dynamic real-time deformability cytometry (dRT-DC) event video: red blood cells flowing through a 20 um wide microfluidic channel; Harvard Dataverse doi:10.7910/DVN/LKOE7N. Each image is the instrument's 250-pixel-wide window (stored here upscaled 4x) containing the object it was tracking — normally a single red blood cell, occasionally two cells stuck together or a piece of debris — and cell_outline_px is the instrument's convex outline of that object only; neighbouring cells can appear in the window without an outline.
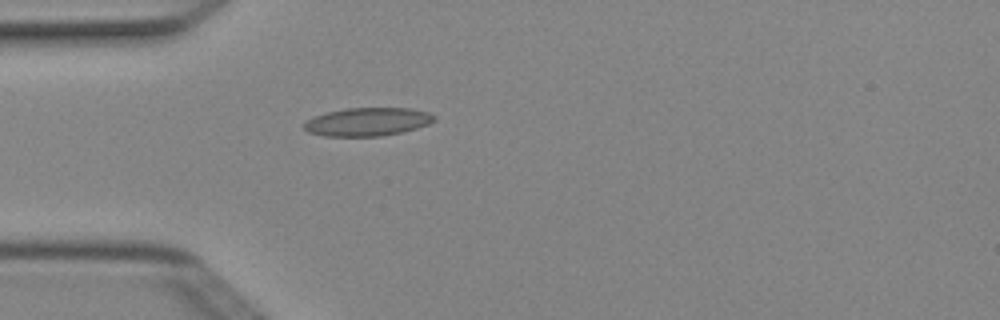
{"species": "Egyptian fruit bat (a non-hibernating species)", "species_latin": "Rousettus aegyptiacus", "temperature_condition": "cold", "stored_images_in_passage": 3, "camera_frame_rate_fps": 3000, "um_per_image_px": 0.085, "animal": {"sex": "female"}, "frame": {"image": 1, "passage_image": 3, "time_ms": 0.667, "image_size_px": [1000, 320], "cell_outline_px": [[436, 120], [428, 124], [416, 128], [400, 132], [380, 136], [324, 136], [308, 132], [304, 128], [304, 124], [312, 116], [344, 108], [412, 108], [428, 112], [436, 116]], "centroid_in_image_um": [31.24, 10.34], "position_along_channel_um": 53.8, "area_um2": 21.44}}